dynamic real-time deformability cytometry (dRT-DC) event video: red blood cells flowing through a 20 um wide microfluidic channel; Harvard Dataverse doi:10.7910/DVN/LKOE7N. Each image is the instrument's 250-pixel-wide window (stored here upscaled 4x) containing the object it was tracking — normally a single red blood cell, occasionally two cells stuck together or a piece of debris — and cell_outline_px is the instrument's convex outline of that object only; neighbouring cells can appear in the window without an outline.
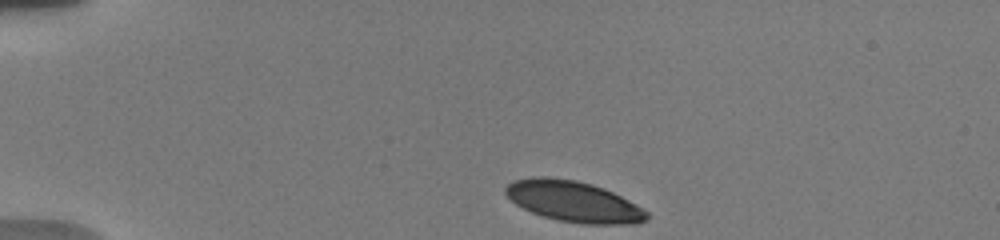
{"species": "human", "species_latin": "Homo sapiens", "temperature_condition": "warm", "stored_images_in_passage": 57, "camera_frame_rate_fps": 3000, "um_per_image_px": 0.085, "donor": {"sex": "male"}, "frame": {"image": 1, "passage_image": 1, "time_ms": 0.0, "image_size_px": [1000, 240], "cell_outline_px": [[648, 220], [636, 224], [584, 224], [560, 220], [544, 216], [532, 212], [516, 204], [504, 192], [504, 188], [512, 180], [532, 176], [548, 176], [576, 180], [592, 184], [604, 188], [636, 204], [648, 212]], "centroid_in_image_um": [48.75, 17.11], "position_along_channel_um": 36.2, "area_um2": 33.64}}
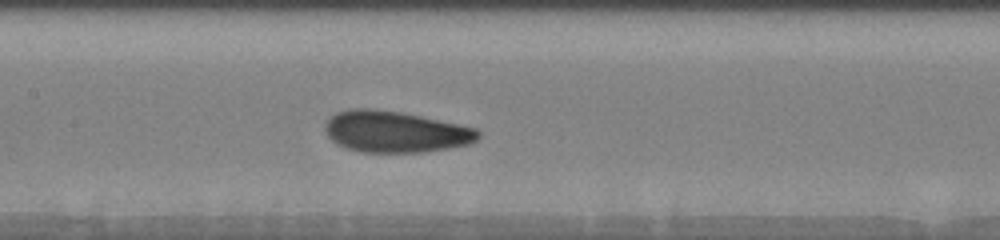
{"frame": {"image": 2, "passage_image": 19, "time_ms": 5.333, "image_size_px": [1000, 240], "cell_outline_px": [[480, 136], [476, 140], [468, 144], [448, 148], [420, 152], [360, 152], [336, 144], [328, 136], [324, 128], [324, 124], [328, 116], [336, 112], [348, 108], [372, 108], [400, 112], [460, 124], [476, 128], [480, 132]], "centroid_in_image_um": [33.55, 11.18], "position_along_channel_um": 173.8, "area_um2": 37.05}}
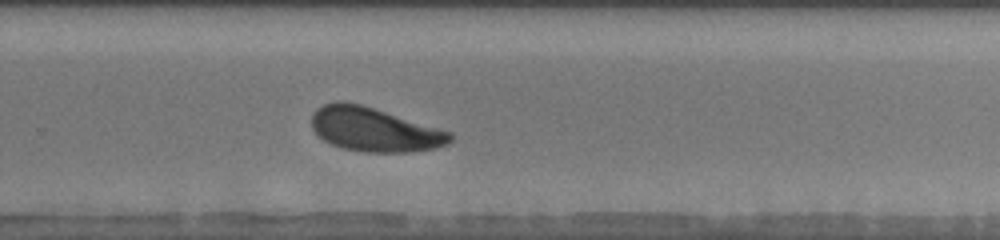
{"frame": {"image": 3, "passage_image": 34, "time_ms": 8.667, "image_size_px": [1000, 240], "cell_outline_px": [[452, 140], [448, 144], [436, 148], [408, 152], [364, 152], [340, 148], [324, 140], [312, 128], [312, 112], [316, 108], [324, 104], [336, 100], [344, 100], [364, 104], [452, 132]], "centroid_in_image_um": [31.81, 10.99], "position_along_channel_um": 298.0, "area_um2": 36.01}, "authors_computed_cell_mechanics": {"area_um2": 36.0094, "velocity_mm_per_s": 3.7441, "shape_relaxation_time_tau1_ms": 3.4962, "shape_relaxation_time_tau2_ms": 1.717, "deformation_change_tau1": 0.1367, "deformation_change_tau2": 0.0793}}